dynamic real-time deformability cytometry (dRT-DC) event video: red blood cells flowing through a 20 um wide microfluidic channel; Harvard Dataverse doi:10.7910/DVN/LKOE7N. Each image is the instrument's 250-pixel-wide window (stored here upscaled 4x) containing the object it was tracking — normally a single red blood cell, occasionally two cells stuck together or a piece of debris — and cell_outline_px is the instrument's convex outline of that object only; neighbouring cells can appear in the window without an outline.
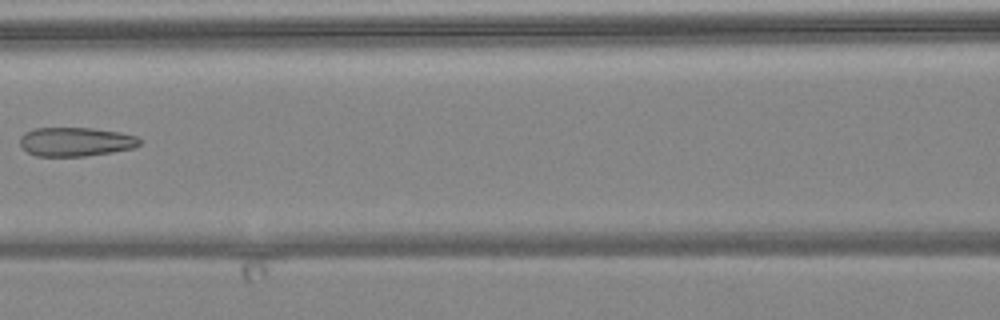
{"species": "common noctule bat (a hibernating species)", "species_latin": "Nyctalus noctula", "temperature_condition": "warm", "stored_images_in_passage": 5, "camera_frame_rate_fps": 3000, "um_per_image_px": 0.085, "animal": {"sex": "female", "body_mass_g": 24.6, "forearm_length_mm": 56.2}, "frame": {"image": 1, "passage_image": 5, "time_ms": 6.0, "image_size_px": [1000, 320], "cell_outline_px": [[144, 140], [140, 144], [132, 148], [112, 152], [84, 156], [36, 156], [28, 152], [20, 144], [20, 136], [24, 132], [36, 128], [92, 128], [120, 132], [136, 136]], "centroid_in_image_um": [6.45, 12.04], "position_along_channel_um": 160.2, "area_um2": 20.23}}